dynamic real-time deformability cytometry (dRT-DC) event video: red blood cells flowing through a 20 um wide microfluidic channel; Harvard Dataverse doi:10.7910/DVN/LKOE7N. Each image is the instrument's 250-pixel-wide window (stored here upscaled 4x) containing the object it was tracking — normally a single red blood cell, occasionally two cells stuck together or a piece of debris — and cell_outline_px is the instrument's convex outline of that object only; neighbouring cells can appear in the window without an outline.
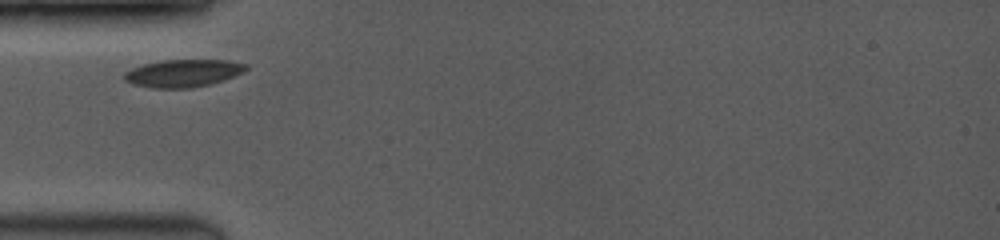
{"species": "common noctule bat (a hibernating species)", "species_latin": "Nyctalus noctula", "temperature_condition": "room temperature", "stored_images_in_passage": 19, "camera_frame_rate_fps": 3500, "um_per_image_px": 0.085, "animal": {"sex": "female", "body_mass_g": 19.0, "forearm_length_mm": 53.3}, "frame": {"image": 1, "passage_image": 1, "time_ms": 0.0, "image_size_px": [1000, 240], "cell_outline_px": [[248, 68], [244, 72], [224, 80], [212, 84], [192, 88], [152, 88], [132, 84], [124, 80], [124, 72], [132, 68], [144, 64], [164, 60], [228, 60], [248, 64]], "centroid_in_image_um": [15.59, 6.23], "position_along_channel_um": 69.4, "area_um2": 19.71}}
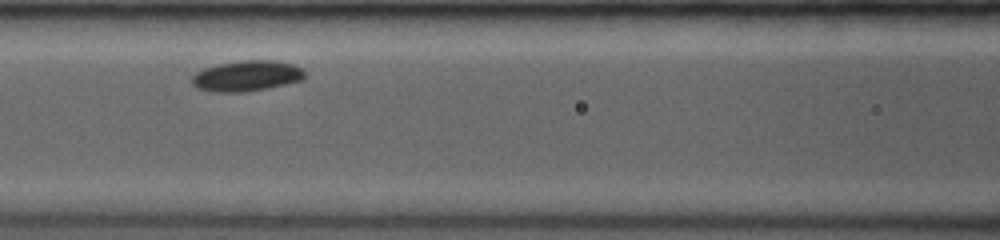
{"frame": {"image": 2, "passage_image": 10, "time_ms": 2.0, "image_size_px": [1000, 240], "cell_outline_px": [[304, 80], [268, 88], [244, 92], [212, 92], [196, 88], [192, 84], [192, 76], [196, 72], [204, 68], [220, 64], [240, 60], [276, 60], [292, 64], [300, 68], [304, 72]], "centroid_in_image_um": [20.96, 6.46], "position_along_channel_um": 145.6, "area_um2": 20.23}}
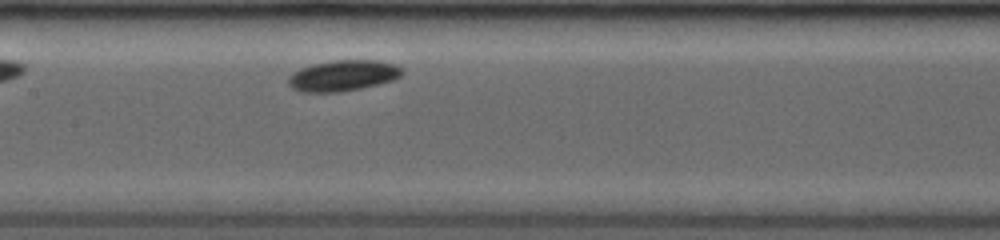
{"frame": {"image": 3, "passage_image": 16, "time_ms": 2.857, "image_size_px": [1000, 240], "cell_outline_px": [[404, 72], [400, 76], [392, 80], [360, 88], [340, 92], [300, 92], [292, 88], [288, 84], [288, 76], [292, 72], [300, 68], [312, 64], [332, 60], [376, 60], [396, 64], [404, 68]], "centroid_in_image_um": [29.13, 6.41], "position_along_channel_um": 178.3, "area_um2": 20.63}}